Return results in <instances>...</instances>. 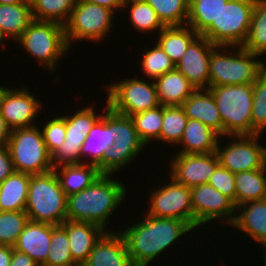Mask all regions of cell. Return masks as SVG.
Listing matches in <instances>:
<instances>
[{"label":"cell","instance_id":"cell-1","mask_svg":"<svg viewBox=\"0 0 266 266\" xmlns=\"http://www.w3.org/2000/svg\"><path fill=\"white\" fill-rule=\"evenodd\" d=\"M143 215L139 222L120 231L133 266H149L152 260L175 245L178 238L194 230L183 220L158 218L146 212Z\"/></svg>","mask_w":266,"mask_h":266},{"label":"cell","instance_id":"cell-2","mask_svg":"<svg viewBox=\"0 0 266 266\" xmlns=\"http://www.w3.org/2000/svg\"><path fill=\"white\" fill-rule=\"evenodd\" d=\"M102 174L91 186L67 196V220L89 222L106 230L107 220L126 199V186Z\"/></svg>","mask_w":266,"mask_h":266},{"label":"cell","instance_id":"cell-3","mask_svg":"<svg viewBox=\"0 0 266 266\" xmlns=\"http://www.w3.org/2000/svg\"><path fill=\"white\" fill-rule=\"evenodd\" d=\"M226 49L233 50L228 54ZM258 56L260 55L251 53L242 46L216 45L212 49L209 60V88L232 84H253L266 69V63L261 59L257 60Z\"/></svg>","mask_w":266,"mask_h":266},{"label":"cell","instance_id":"cell-4","mask_svg":"<svg viewBox=\"0 0 266 266\" xmlns=\"http://www.w3.org/2000/svg\"><path fill=\"white\" fill-rule=\"evenodd\" d=\"M67 196L54 170L31 175L25 212L29 220L61 225L67 220Z\"/></svg>","mask_w":266,"mask_h":266},{"label":"cell","instance_id":"cell-5","mask_svg":"<svg viewBox=\"0 0 266 266\" xmlns=\"http://www.w3.org/2000/svg\"><path fill=\"white\" fill-rule=\"evenodd\" d=\"M208 89L216 100L224 137L252 135L253 84H232Z\"/></svg>","mask_w":266,"mask_h":266},{"label":"cell","instance_id":"cell-6","mask_svg":"<svg viewBox=\"0 0 266 266\" xmlns=\"http://www.w3.org/2000/svg\"><path fill=\"white\" fill-rule=\"evenodd\" d=\"M18 42L30 56L38 60L37 63L40 62L41 67L52 72L69 52L64 26L56 22L33 20Z\"/></svg>","mask_w":266,"mask_h":266},{"label":"cell","instance_id":"cell-7","mask_svg":"<svg viewBox=\"0 0 266 266\" xmlns=\"http://www.w3.org/2000/svg\"><path fill=\"white\" fill-rule=\"evenodd\" d=\"M37 125L11 130L7 143L15 172L29 175L53 170L51 154Z\"/></svg>","mask_w":266,"mask_h":266},{"label":"cell","instance_id":"cell-8","mask_svg":"<svg viewBox=\"0 0 266 266\" xmlns=\"http://www.w3.org/2000/svg\"><path fill=\"white\" fill-rule=\"evenodd\" d=\"M255 2L229 0L202 36L215 45L242 46L248 37Z\"/></svg>","mask_w":266,"mask_h":266},{"label":"cell","instance_id":"cell-9","mask_svg":"<svg viewBox=\"0 0 266 266\" xmlns=\"http://www.w3.org/2000/svg\"><path fill=\"white\" fill-rule=\"evenodd\" d=\"M114 11L98 4L77 0L70 17L64 25L65 38L69 49L78 41H95L108 37L114 23ZM113 19V20H112Z\"/></svg>","mask_w":266,"mask_h":266},{"label":"cell","instance_id":"cell-10","mask_svg":"<svg viewBox=\"0 0 266 266\" xmlns=\"http://www.w3.org/2000/svg\"><path fill=\"white\" fill-rule=\"evenodd\" d=\"M113 138L114 144L105 152L102 161L97 165L102 174L115 175V172L133 162L146 147L131 117L115 111H113Z\"/></svg>","mask_w":266,"mask_h":266},{"label":"cell","instance_id":"cell-11","mask_svg":"<svg viewBox=\"0 0 266 266\" xmlns=\"http://www.w3.org/2000/svg\"><path fill=\"white\" fill-rule=\"evenodd\" d=\"M108 85V106L119 114L132 116L160 105L154 80L148 82L132 77Z\"/></svg>","mask_w":266,"mask_h":266},{"label":"cell","instance_id":"cell-12","mask_svg":"<svg viewBox=\"0 0 266 266\" xmlns=\"http://www.w3.org/2000/svg\"><path fill=\"white\" fill-rule=\"evenodd\" d=\"M93 106L79 108L74 114L66 115L65 142L52 154V168L63 165L81 164L80 150L89 131L102 117L103 113L96 114Z\"/></svg>","mask_w":266,"mask_h":266},{"label":"cell","instance_id":"cell-13","mask_svg":"<svg viewBox=\"0 0 266 266\" xmlns=\"http://www.w3.org/2000/svg\"><path fill=\"white\" fill-rule=\"evenodd\" d=\"M260 136L261 134L230 136L232 139L225 147L218 141L216 153L219 164L234 174L262 169L266 165V147L258 142Z\"/></svg>","mask_w":266,"mask_h":266},{"label":"cell","instance_id":"cell-14","mask_svg":"<svg viewBox=\"0 0 266 266\" xmlns=\"http://www.w3.org/2000/svg\"><path fill=\"white\" fill-rule=\"evenodd\" d=\"M171 181L150 192L147 213L158 218H174L187 222L193 228L191 189ZM150 205V206H149Z\"/></svg>","mask_w":266,"mask_h":266},{"label":"cell","instance_id":"cell-15","mask_svg":"<svg viewBox=\"0 0 266 266\" xmlns=\"http://www.w3.org/2000/svg\"><path fill=\"white\" fill-rule=\"evenodd\" d=\"M190 189L193 209V229H197L199 226L202 227L205 223L215 221L216 219L221 221L222 224H232L236 214V205L231 198L209 184L197 185Z\"/></svg>","mask_w":266,"mask_h":266},{"label":"cell","instance_id":"cell-16","mask_svg":"<svg viewBox=\"0 0 266 266\" xmlns=\"http://www.w3.org/2000/svg\"><path fill=\"white\" fill-rule=\"evenodd\" d=\"M170 164V178L189 188L208 184L211 175L219 165L217 153L181 154L176 153Z\"/></svg>","mask_w":266,"mask_h":266},{"label":"cell","instance_id":"cell-17","mask_svg":"<svg viewBox=\"0 0 266 266\" xmlns=\"http://www.w3.org/2000/svg\"><path fill=\"white\" fill-rule=\"evenodd\" d=\"M41 107L42 104L30 90L24 87L19 90L9 87L3 95L0 112L7 126L14 130L36 125L34 120L39 115Z\"/></svg>","mask_w":266,"mask_h":266},{"label":"cell","instance_id":"cell-18","mask_svg":"<svg viewBox=\"0 0 266 266\" xmlns=\"http://www.w3.org/2000/svg\"><path fill=\"white\" fill-rule=\"evenodd\" d=\"M215 46L206 37L198 35L176 65L195 89L209 88V60Z\"/></svg>","mask_w":266,"mask_h":266},{"label":"cell","instance_id":"cell-19","mask_svg":"<svg viewBox=\"0 0 266 266\" xmlns=\"http://www.w3.org/2000/svg\"><path fill=\"white\" fill-rule=\"evenodd\" d=\"M105 231L82 266H133L120 232Z\"/></svg>","mask_w":266,"mask_h":266},{"label":"cell","instance_id":"cell-20","mask_svg":"<svg viewBox=\"0 0 266 266\" xmlns=\"http://www.w3.org/2000/svg\"><path fill=\"white\" fill-rule=\"evenodd\" d=\"M103 112L102 117L94 124L82 144L80 150L81 164L85 163V158L89 156L90 159L88 157L87 163L97 166L102 161L105 152L114 144L113 110L108 106V101ZM89 160L91 161L88 162Z\"/></svg>","mask_w":266,"mask_h":266},{"label":"cell","instance_id":"cell-21","mask_svg":"<svg viewBox=\"0 0 266 266\" xmlns=\"http://www.w3.org/2000/svg\"><path fill=\"white\" fill-rule=\"evenodd\" d=\"M51 238L52 224L29 220L13 248L43 266L47 260Z\"/></svg>","mask_w":266,"mask_h":266},{"label":"cell","instance_id":"cell-22","mask_svg":"<svg viewBox=\"0 0 266 266\" xmlns=\"http://www.w3.org/2000/svg\"><path fill=\"white\" fill-rule=\"evenodd\" d=\"M236 211L231 226L263 245L262 250L266 249V199L248 201L237 206Z\"/></svg>","mask_w":266,"mask_h":266},{"label":"cell","instance_id":"cell-23","mask_svg":"<svg viewBox=\"0 0 266 266\" xmlns=\"http://www.w3.org/2000/svg\"><path fill=\"white\" fill-rule=\"evenodd\" d=\"M181 106L187 118L199 120L221 137L224 136V127L216 100L209 89H196Z\"/></svg>","mask_w":266,"mask_h":266},{"label":"cell","instance_id":"cell-24","mask_svg":"<svg viewBox=\"0 0 266 266\" xmlns=\"http://www.w3.org/2000/svg\"><path fill=\"white\" fill-rule=\"evenodd\" d=\"M61 225L67 231L73 261L82 266L105 230L96 224L82 221L66 220Z\"/></svg>","mask_w":266,"mask_h":266},{"label":"cell","instance_id":"cell-25","mask_svg":"<svg viewBox=\"0 0 266 266\" xmlns=\"http://www.w3.org/2000/svg\"><path fill=\"white\" fill-rule=\"evenodd\" d=\"M222 138L213 129L199 120L188 118L182 138L177 145H182L181 154H206L216 152L218 141ZM219 139V140H218Z\"/></svg>","mask_w":266,"mask_h":266},{"label":"cell","instance_id":"cell-26","mask_svg":"<svg viewBox=\"0 0 266 266\" xmlns=\"http://www.w3.org/2000/svg\"><path fill=\"white\" fill-rule=\"evenodd\" d=\"M154 83L157 98L163 106L182 105L196 90L177 68L163 74Z\"/></svg>","mask_w":266,"mask_h":266},{"label":"cell","instance_id":"cell-27","mask_svg":"<svg viewBox=\"0 0 266 266\" xmlns=\"http://www.w3.org/2000/svg\"><path fill=\"white\" fill-rule=\"evenodd\" d=\"M53 170L66 196L91 186L102 175L98 167L90 163L63 165Z\"/></svg>","mask_w":266,"mask_h":266},{"label":"cell","instance_id":"cell-28","mask_svg":"<svg viewBox=\"0 0 266 266\" xmlns=\"http://www.w3.org/2000/svg\"><path fill=\"white\" fill-rule=\"evenodd\" d=\"M33 20L31 4H0L1 44L5 38L17 41Z\"/></svg>","mask_w":266,"mask_h":266},{"label":"cell","instance_id":"cell-29","mask_svg":"<svg viewBox=\"0 0 266 266\" xmlns=\"http://www.w3.org/2000/svg\"><path fill=\"white\" fill-rule=\"evenodd\" d=\"M199 34L188 25L166 26L158 33L157 44L168 55L175 66L179 63L190 43Z\"/></svg>","mask_w":266,"mask_h":266},{"label":"cell","instance_id":"cell-30","mask_svg":"<svg viewBox=\"0 0 266 266\" xmlns=\"http://www.w3.org/2000/svg\"><path fill=\"white\" fill-rule=\"evenodd\" d=\"M31 175L14 172L0 183V211L25 210Z\"/></svg>","mask_w":266,"mask_h":266},{"label":"cell","instance_id":"cell-31","mask_svg":"<svg viewBox=\"0 0 266 266\" xmlns=\"http://www.w3.org/2000/svg\"><path fill=\"white\" fill-rule=\"evenodd\" d=\"M235 205L266 199V165L262 169L235 174Z\"/></svg>","mask_w":266,"mask_h":266},{"label":"cell","instance_id":"cell-32","mask_svg":"<svg viewBox=\"0 0 266 266\" xmlns=\"http://www.w3.org/2000/svg\"><path fill=\"white\" fill-rule=\"evenodd\" d=\"M229 0H189L187 25L202 35Z\"/></svg>","mask_w":266,"mask_h":266},{"label":"cell","instance_id":"cell-33","mask_svg":"<svg viewBox=\"0 0 266 266\" xmlns=\"http://www.w3.org/2000/svg\"><path fill=\"white\" fill-rule=\"evenodd\" d=\"M130 7L128 8V6ZM128 8L129 20L135 30L141 33L160 32L166 26L159 19L156 11L145 0H124L123 10Z\"/></svg>","mask_w":266,"mask_h":266},{"label":"cell","instance_id":"cell-34","mask_svg":"<svg viewBox=\"0 0 266 266\" xmlns=\"http://www.w3.org/2000/svg\"><path fill=\"white\" fill-rule=\"evenodd\" d=\"M242 47L260 56L266 54V0H256L248 37Z\"/></svg>","mask_w":266,"mask_h":266},{"label":"cell","instance_id":"cell-35","mask_svg":"<svg viewBox=\"0 0 266 266\" xmlns=\"http://www.w3.org/2000/svg\"><path fill=\"white\" fill-rule=\"evenodd\" d=\"M34 20L65 25L77 0H30Z\"/></svg>","mask_w":266,"mask_h":266},{"label":"cell","instance_id":"cell-36","mask_svg":"<svg viewBox=\"0 0 266 266\" xmlns=\"http://www.w3.org/2000/svg\"><path fill=\"white\" fill-rule=\"evenodd\" d=\"M188 118L181 105L163 106L162 129L157 141L177 145L183 135Z\"/></svg>","mask_w":266,"mask_h":266},{"label":"cell","instance_id":"cell-37","mask_svg":"<svg viewBox=\"0 0 266 266\" xmlns=\"http://www.w3.org/2000/svg\"><path fill=\"white\" fill-rule=\"evenodd\" d=\"M140 139L147 146L157 140L162 129L163 105L130 116Z\"/></svg>","mask_w":266,"mask_h":266},{"label":"cell","instance_id":"cell-38","mask_svg":"<svg viewBox=\"0 0 266 266\" xmlns=\"http://www.w3.org/2000/svg\"><path fill=\"white\" fill-rule=\"evenodd\" d=\"M165 26L187 25L189 0H145Z\"/></svg>","mask_w":266,"mask_h":266},{"label":"cell","instance_id":"cell-39","mask_svg":"<svg viewBox=\"0 0 266 266\" xmlns=\"http://www.w3.org/2000/svg\"><path fill=\"white\" fill-rule=\"evenodd\" d=\"M43 266H78L72 259L67 231L62 225H52L50 249Z\"/></svg>","mask_w":266,"mask_h":266},{"label":"cell","instance_id":"cell-40","mask_svg":"<svg viewBox=\"0 0 266 266\" xmlns=\"http://www.w3.org/2000/svg\"><path fill=\"white\" fill-rule=\"evenodd\" d=\"M144 52L142 61L139 62L141 63V70L146 74L148 81L156 80L176 68L172 60L157 43L151 49L144 47Z\"/></svg>","mask_w":266,"mask_h":266},{"label":"cell","instance_id":"cell-41","mask_svg":"<svg viewBox=\"0 0 266 266\" xmlns=\"http://www.w3.org/2000/svg\"><path fill=\"white\" fill-rule=\"evenodd\" d=\"M28 221L25 210L0 211V245L13 247Z\"/></svg>","mask_w":266,"mask_h":266},{"label":"cell","instance_id":"cell-42","mask_svg":"<svg viewBox=\"0 0 266 266\" xmlns=\"http://www.w3.org/2000/svg\"><path fill=\"white\" fill-rule=\"evenodd\" d=\"M252 135L266 130V69L253 83Z\"/></svg>","mask_w":266,"mask_h":266},{"label":"cell","instance_id":"cell-43","mask_svg":"<svg viewBox=\"0 0 266 266\" xmlns=\"http://www.w3.org/2000/svg\"><path fill=\"white\" fill-rule=\"evenodd\" d=\"M42 128L44 142L50 154L65 142L66 122L65 116H56L47 121Z\"/></svg>","mask_w":266,"mask_h":266},{"label":"cell","instance_id":"cell-44","mask_svg":"<svg viewBox=\"0 0 266 266\" xmlns=\"http://www.w3.org/2000/svg\"><path fill=\"white\" fill-rule=\"evenodd\" d=\"M208 184L215 187L222 194L231 198L235 203V174L230 170L219 164L214 173L211 175Z\"/></svg>","mask_w":266,"mask_h":266},{"label":"cell","instance_id":"cell-45","mask_svg":"<svg viewBox=\"0 0 266 266\" xmlns=\"http://www.w3.org/2000/svg\"><path fill=\"white\" fill-rule=\"evenodd\" d=\"M15 172L7 145L0 146V183Z\"/></svg>","mask_w":266,"mask_h":266},{"label":"cell","instance_id":"cell-46","mask_svg":"<svg viewBox=\"0 0 266 266\" xmlns=\"http://www.w3.org/2000/svg\"><path fill=\"white\" fill-rule=\"evenodd\" d=\"M10 266H39L31 257L27 254L21 253L13 248V256Z\"/></svg>","mask_w":266,"mask_h":266},{"label":"cell","instance_id":"cell-47","mask_svg":"<svg viewBox=\"0 0 266 266\" xmlns=\"http://www.w3.org/2000/svg\"><path fill=\"white\" fill-rule=\"evenodd\" d=\"M109 8L112 11L123 10L124 0H81ZM121 8V9H120Z\"/></svg>","mask_w":266,"mask_h":266},{"label":"cell","instance_id":"cell-48","mask_svg":"<svg viewBox=\"0 0 266 266\" xmlns=\"http://www.w3.org/2000/svg\"><path fill=\"white\" fill-rule=\"evenodd\" d=\"M13 256V247L9 245H0V266H10Z\"/></svg>","mask_w":266,"mask_h":266},{"label":"cell","instance_id":"cell-49","mask_svg":"<svg viewBox=\"0 0 266 266\" xmlns=\"http://www.w3.org/2000/svg\"><path fill=\"white\" fill-rule=\"evenodd\" d=\"M11 129L7 126L4 117L0 112V146L7 145Z\"/></svg>","mask_w":266,"mask_h":266},{"label":"cell","instance_id":"cell-50","mask_svg":"<svg viewBox=\"0 0 266 266\" xmlns=\"http://www.w3.org/2000/svg\"><path fill=\"white\" fill-rule=\"evenodd\" d=\"M0 4H31L30 0H0Z\"/></svg>","mask_w":266,"mask_h":266},{"label":"cell","instance_id":"cell-51","mask_svg":"<svg viewBox=\"0 0 266 266\" xmlns=\"http://www.w3.org/2000/svg\"><path fill=\"white\" fill-rule=\"evenodd\" d=\"M7 89H8V87L0 86V105H1V101H2L3 95L5 94Z\"/></svg>","mask_w":266,"mask_h":266}]
</instances>
